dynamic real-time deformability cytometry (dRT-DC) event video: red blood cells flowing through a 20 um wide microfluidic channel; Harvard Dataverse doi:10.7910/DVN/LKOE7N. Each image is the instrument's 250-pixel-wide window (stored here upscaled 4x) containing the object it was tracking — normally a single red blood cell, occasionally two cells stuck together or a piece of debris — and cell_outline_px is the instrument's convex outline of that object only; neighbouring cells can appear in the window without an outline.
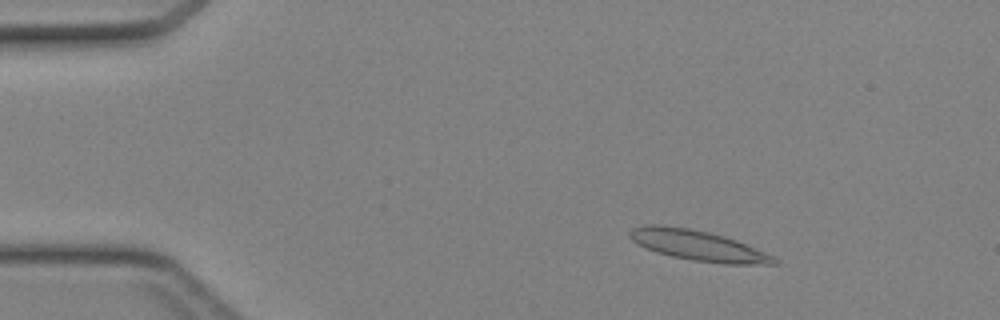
{"species": "Egyptian fruit bat (a non-hibernating species)", "species_latin": "Rousettus aegyptiacus", "temperature_condition": "cold", "stored_images_in_passage": 22, "camera_frame_rate_fps": 3000, "um_per_image_px": 0.085, "animal": {"sex": "female"}, "frame": {"image": 1, "passage_image": 7, "time_ms": 2.0, "image_size_px": [1000, 320], "cell_outline_px": [[776, 264], [724, 264], [692, 260], [672, 256], [656, 252], [644, 248], [636, 244], [628, 236], [628, 232], [632, 228], [644, 224], [660, 224], [688, 228], [708, 232], [724, 236], [736, 240], [772, 256], [776, 260]], "centroid_in_image_um": [59.22, 20.85], "position_along_channel_um": 25.8, "area_um2": 25.43}}
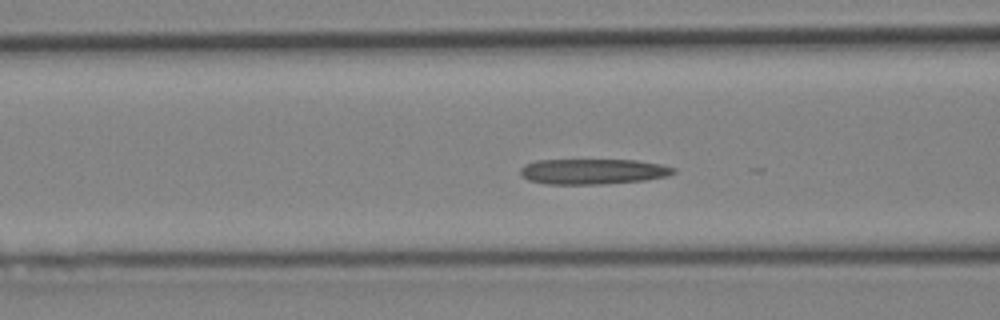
{"frame": {"image": 2, "passage_image": 18, "time_ms": 5.667, "image_size_px": [1000, 320], "cell_outline_px": [[676, 172], [668, 176], [648, 180], [600, 184], [544, 184], [528, 180], [520, 176], [520, 168], [524, 164], [536, 160], [636, 160], [660, 164], [676, 168]], "centroid_in_image_um": [50.38, 14.58], "position_along_channel_um": 116.2, "area_um2": 22.95}}
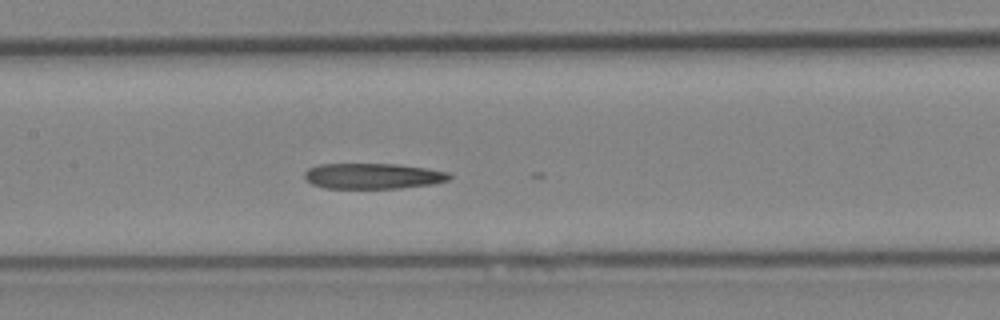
{"frame": {"image": 3, "passage_image": 22, "time_ms": 7.0, "image_size_px": [1000, 320], "cell_outline_px": [[452, 176], [448, 180], [432, 184], [400, 188], [324, 188], [312, 184], [304, 176], [304, 172], [308, 168], [320, 164], [396, 164], [424, 168], [448, 172]], "centroid_in_image_um": [31.68, 14.96], "position_along_channel_um": 175.7, "area_um2": 21.5}}